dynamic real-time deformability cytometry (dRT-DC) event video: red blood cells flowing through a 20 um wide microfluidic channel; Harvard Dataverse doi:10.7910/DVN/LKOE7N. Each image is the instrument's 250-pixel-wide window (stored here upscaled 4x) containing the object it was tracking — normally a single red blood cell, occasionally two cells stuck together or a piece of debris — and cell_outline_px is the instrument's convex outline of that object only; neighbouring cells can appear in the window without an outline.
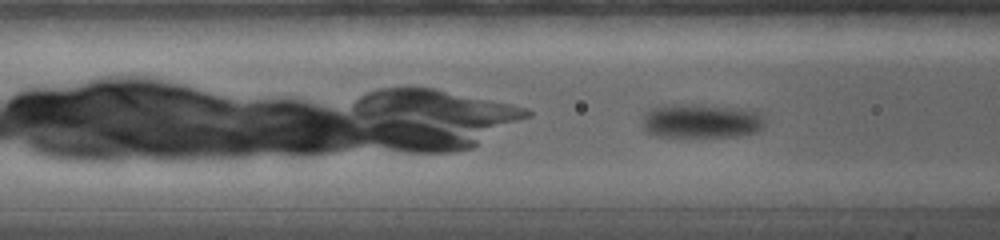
{"species": "common noctule bat (a hibernating species)", "species_latin": "Nyctalus noctula", "temperature_condition": "warm", "stored_images_in_passage": 54, "camera_frame_rate_fps": 5000, "um_per_image_px": 0.085, "animal": {"sex": "female", "body_mass_g": 19.0, "forearm_length_mm": 56.7}, "frame": {"image": 1, "passage_image": 10, "time_ms": 1.0, "image_size_px": [1000, 240], "cell_outline_px": [[764, 124], [756, 132], [744, 136], [656, 136], [648, 132], [644, 128], [644, 112], [648, 108], [660, 104], [704, 104], [740, 108], [756, 112], [764, 120]], "centroid_in_image_um": [59.56, 10.26], "position_along_channel_um": 107.0, "area_um2": 24.57}}
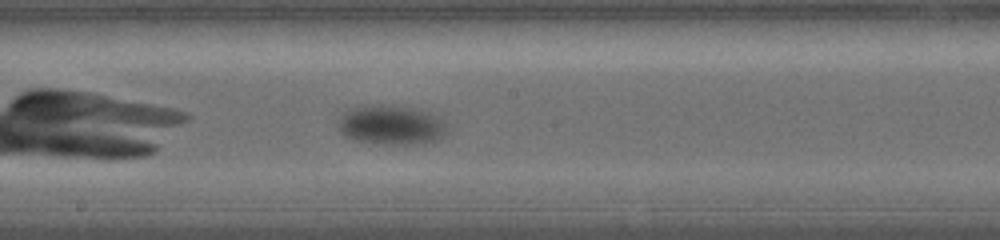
{"frame": {"image": 2, "passage_image": 33, "time_ms": 4.0, "image_size_px": [1000, 240], "cell_outline_px": [[448, 132], [444, 136], [436, 140], [424, 144], [380, 144], [352, 140], [344, 136], [340, 132], [336, 124], [336, 120], [340, 112], [356, 104], [392, 104], [432, 112], [448, 124]], "centroid_in_image_um": [33.19, 10.59], "position_along_channel_um": 215.0, "area_um2": 26.47}}
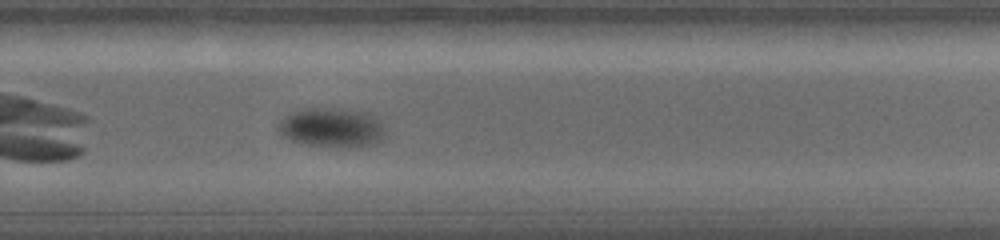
{"frame": {"image": 3, "passage_image": 48, "time_ms": 6.4, "image_size_px": [1000, 240], "cell_outline_px": [[392, 136], [388, 140], [380, 144], [360, 148], [332, 148], [304, 144], [288, 140], [276, 128], [276, 124], [280, 120], [296, 112], [316, 108], [332, 108], [356, 112], [372, 116], [380, 120], [388, 128]], "centroid_in_image_um": [28.37, 10.94], "position_along_channel_um": 301.4, "area_um2": 25.43}}